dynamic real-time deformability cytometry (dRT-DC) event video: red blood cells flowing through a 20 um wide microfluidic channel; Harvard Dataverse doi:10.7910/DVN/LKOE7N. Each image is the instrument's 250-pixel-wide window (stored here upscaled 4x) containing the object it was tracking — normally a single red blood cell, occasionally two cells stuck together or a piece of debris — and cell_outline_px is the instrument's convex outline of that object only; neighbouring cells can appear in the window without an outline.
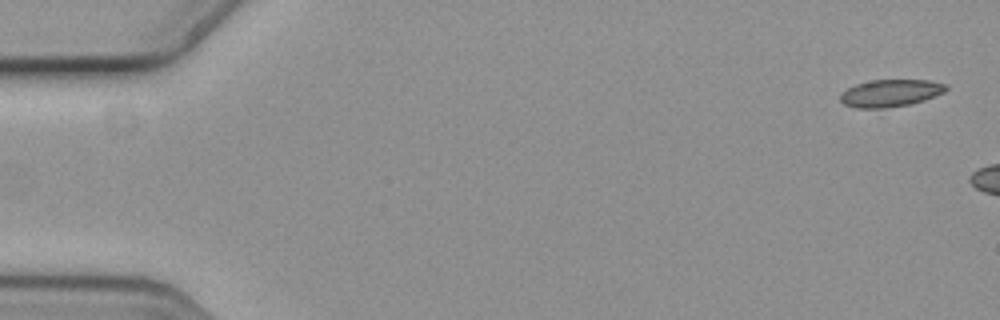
{"species": "common noctule bat (a hibernating species)", "species_latin": "Nyctalus noctula", "temperature_condition": "cold", "stored_images_in_passage": 3, "camera_frame_rate_fps": 3000, "um_per_image_px": 0.085, "animal": {"sex": "female", "body_mass_g": 19.3, "forearm_length_mm": 54.1}, "frame": {"image": 1, "passage_image": 1, "time_ms": 0.0, "image_size_px": [1000, 320], "cell_outline_px": [[948, 88], [944, 92], [924, 100], [908, 104], [884, 108], [856, 108], [844, 104], [840, 100], [840, 92], [856, 84], [872, 80], [928, 80], [948, 84]], "centroid_in_image_um": [75.68, 7.91], "position_along_channel_um": 9.3, "area_um2": 16.76}}